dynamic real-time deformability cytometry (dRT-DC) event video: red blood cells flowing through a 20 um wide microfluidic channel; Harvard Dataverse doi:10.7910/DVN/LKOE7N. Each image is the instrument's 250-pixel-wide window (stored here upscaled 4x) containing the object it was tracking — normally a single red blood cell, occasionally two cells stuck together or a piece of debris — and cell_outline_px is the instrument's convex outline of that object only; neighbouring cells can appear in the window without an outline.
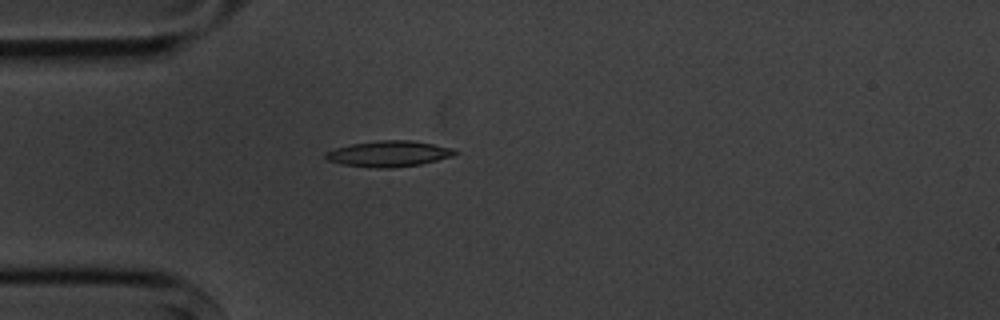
{"species": "common noctule bat (a hibernating species)", "species_latin": "Nyctalus noctula", "temperature_condition": "cold", "stored_images_in_passage": 4, "camera_frame_rate_fps": 3000, "um_per_image_px": 0.085, "animal": {"sex": "male", "body_mass_g": 20.1, "forearm_length_mm": 53.5}, "frame": {"image": 1, "passage_image": 4, "time_ms": 4.333, "image_size_px": [1000, 320], "cell_outline_px": [[460, 152], [452, 156], [420, 164], [388, 168], [376, 168], [344, 164], [328, 160], [324, 156], [324, 152], [336, 148], [352, 144], [380, 140], [412, 140], [456, 148]], "centroid_in_image_um": [33.09, 13.06], "position_along_channel_um": 51.9, "area_um2": 19.42}}